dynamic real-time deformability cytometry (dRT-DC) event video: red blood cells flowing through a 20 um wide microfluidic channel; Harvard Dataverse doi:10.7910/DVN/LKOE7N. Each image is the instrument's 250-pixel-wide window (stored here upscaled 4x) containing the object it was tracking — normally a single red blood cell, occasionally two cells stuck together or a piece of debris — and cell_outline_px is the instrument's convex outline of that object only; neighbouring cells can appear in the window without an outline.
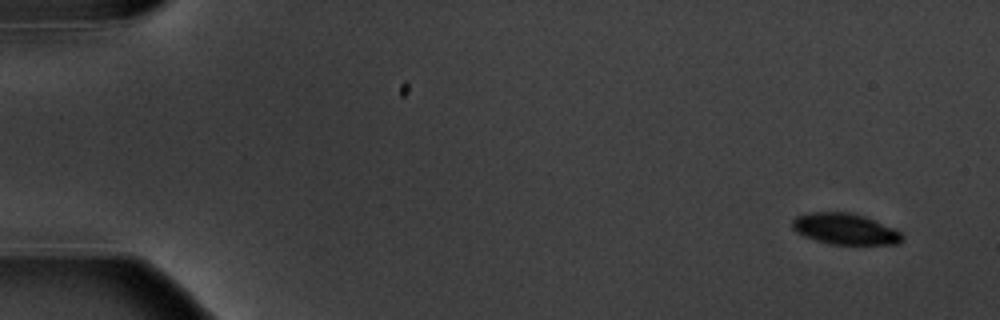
{"species": "common noctule bat (a hibernating species)", "species_latin": "Nyctalus noctula", "temperature_condition": "warm", "stored_images_in_passage": 6, "segment_of_instrument_passage": [1, 2], "camera_frame_rate_fps": 3000, "um_per_image_px": 0.085, "animal": {"sex": "male", "body_mass_g": 20.1, "forearm_length_mm": 53.5}, "frame": {"image": 1, "passage_image": 1, "time_ms": 0.0, "image_size_px": [1000, 320], "cell_outline_px": [[904, 240], [896, 244], [828, 244], [804, 236], [796, 232], [792, 228], [792, 220], [796, 216], [812, 212], [848, 212], [864, 216], [896, 228], [904, 236]], "centroid_in_image_um": [71.84, 19.46], "position_along_channel_um": 13.2, "area_um2": 20.0}}